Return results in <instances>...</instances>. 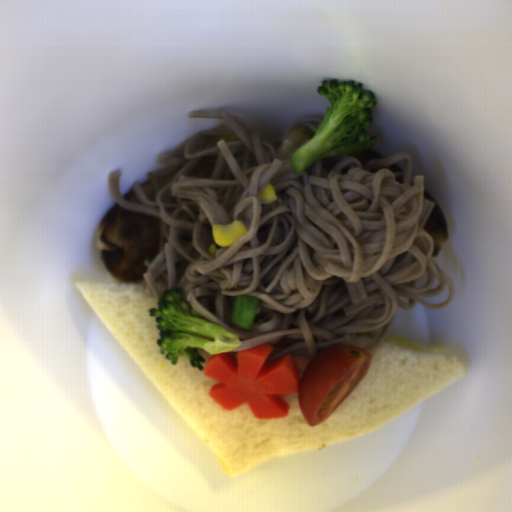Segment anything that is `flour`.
<instances>
[{"mask_svg": "<svg viewBox=\"0 0 512 512\" xmlns=\"http://www.w3.org/2000/svg\"><path fill=\"white\" fill-rule=\"evenodd\" d=\"M161 234L160 218L114 203L101 218L96 240L108 274L121 284L142 285L149 269L144 262L160 253Z\"/></svg>", "mask_w": 512, "mask_h": 512, "instance_id": "obj_1", "label": "flour"}, {"mask_svg": "<svg viewBox=\"0 0 512 512\" xmlns=\"http://www.w3.org/2000/svg\"><path fill=\"white\" fill-rule=\"evenodd\" d=\"M425 199L433 202L434 207L427 217L422 230L426 231L432 238L433 247L431 256H437L444 247L448 237L449 229L444 213L434 197L424 189Z\"/></svg>", "mask_w": 512, "mask_h": 512, "instance_id": "obj_2", "label": "flour"}, {"mask_svg": "<svg viewBox=\"0 0 512 512\" xmlns=\"http://www.w3.org/2000/svg\"><path fill=\"white\" fill-rule=\"evenodd\" d=\"M347 156H353L355 157L356 159H358L361 164L363 165V167L365 168L366 164L368 162H370L371 160L373 159H384L383 157H381L380 155H378L377 153L369 150V149H365L363 150L362 152L360 153H350V154H347V155H338V156H334V157H321L320 159L322 160L323 162V166L321 168V171L323 172H330L333 170V168L335 167V165L343 158L347 157Z\"/></svg>", "mask_w": 512, "mask_h": 512, "instance_id": "obj_3", "label": "flour"}, {"mask_svg": "<svg viewBox=\"0 0 512 512\" xmlns=\"http://www.w3.org/2000/svg\"><path fill=\"white\" fill-rule=\"evenodd\" d=\"M139 184L141 185L143 192L146 195V197L148 198L149 202L157 201L156 200L157 195L155 193V190L153 188V185H152L150 179L148 181L140 182Z\"/></svg>", "mask_w": 512, "mask_h": 512, "instance_id": "obj_4", "label": "flour"}, {"mask_svg": "<svg viewBox=\"0 0 512 512\" xmlns=\"http://www.w3.org/2000/svg\"><path fill=\"white\" fill-rule=\"evenodd\" d=\"M124 201L134 203L137 205H144L136 196L133 187H130L128 191L122 196Z\"/></svg>", "mask_w": 512, "mask_h": 512, "instance_id": "obj_5", "label": "flour"}, {"mask_svg": "<svg viewBox=\"0 0 512 512\" xmlns=\"http://www.w3.org/2000/svg\"><path fill=\"white\" fill-rule=\"evenodd\" d=\"M314 134H315V132H309V133L306 134L305 137H307L309 139V141H310V140H312Z\"/></svg>", "mask_w": 512, "mask_h": 512, "instance_id": "obj_6", "label": "flour"}]
</instances>
